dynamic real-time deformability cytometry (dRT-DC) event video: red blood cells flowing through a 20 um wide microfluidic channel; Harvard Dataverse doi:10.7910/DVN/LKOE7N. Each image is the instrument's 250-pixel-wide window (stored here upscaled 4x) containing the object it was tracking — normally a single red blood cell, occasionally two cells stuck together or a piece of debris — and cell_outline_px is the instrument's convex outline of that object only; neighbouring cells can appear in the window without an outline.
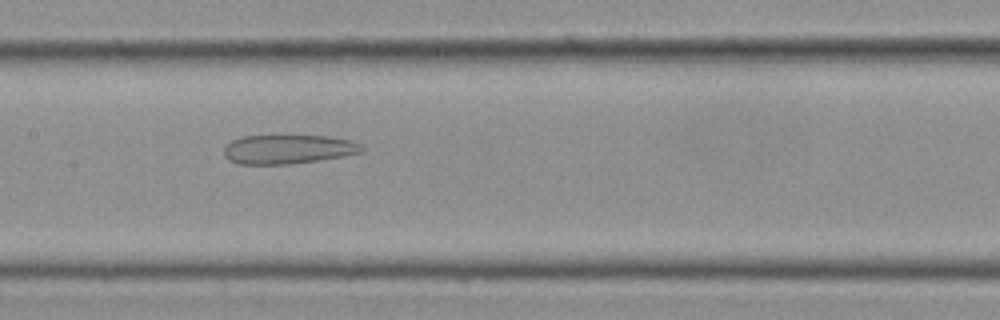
{"species": "Egyptian fruit bat (a non-hibernating species)", "species_latin": "Rousettus aegyptiacus", "temperature_condition": "cold", "stored_images_in_passage": 18, "camera_frame_rate_fps": 3000, "um_per_image_px": 0.085, "frame": {"image": 1, "passage_image": 13, "time_ms": 4.0, "image_size_px": [1000, 320], "cell_outline_px": [[364, 152], [344, 156], [292, 164], [240, 164], [228, 160], [224, 156], [224, 148], [232, 140], [244, 136], [328, 136], [348, 140], [360, 144], [364, 148]], "centroid_in_image_um": [24.49, 12.69], "position_along_channel_um": 182.9, "area_um2": 23.29}}
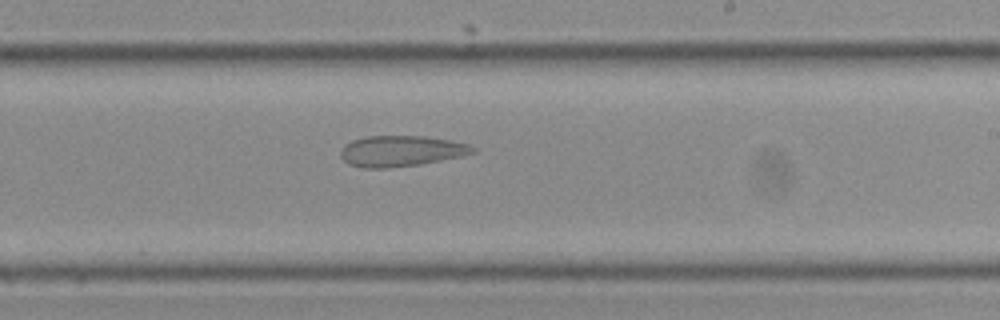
{"frame": {"image": 2, "passage_image": 16, "time_ms": 5.0, "image_size_px": [1000, 320], "cell_outline_px": [[476, 152], [460, 156], [420, 164], [388, 168], [364, 168], [348, 164], [340, 156], [340, 148], [344, 144], [352, 140], [368, 136], [424, 136], [448, 140], [468, 144], [476, 148]], "centroid_in_image_um": [34.04, 12.84], "position_along_channel_um": 255.0, "area_um2": 23.7}}